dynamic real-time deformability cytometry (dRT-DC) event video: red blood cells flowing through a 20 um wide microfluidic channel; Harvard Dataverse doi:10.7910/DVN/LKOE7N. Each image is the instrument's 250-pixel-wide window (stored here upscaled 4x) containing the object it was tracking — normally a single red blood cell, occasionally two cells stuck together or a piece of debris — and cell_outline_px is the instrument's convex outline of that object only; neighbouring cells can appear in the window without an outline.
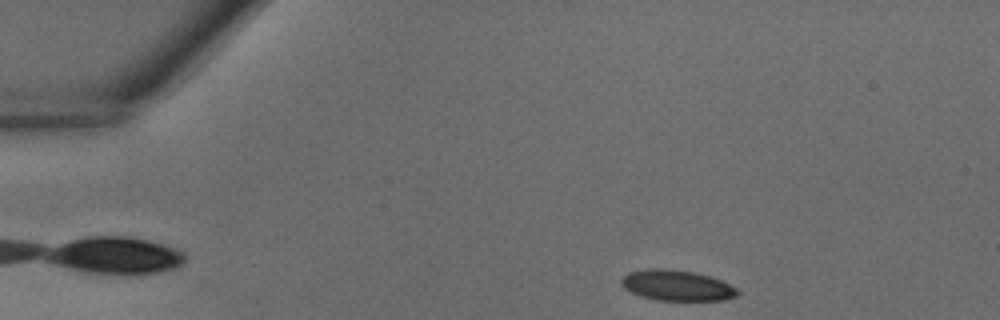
{"species": "common noctule bat (a hibernating species)", "species_latin": "Nyctalus noctula", "temperature_condition": "warm", "stored_images_in_passage": 36, "camera_frame_rate_fps": 3000, "um_per_image_px": 0.085, "animal": {"sex": "male", "body_mass_g": 18.8}, "frame": {"image": 1, "passage_image": 2, "time_ms": 0.333, "image_size_px": [1000, 320], "cell_outline_px": [[740, 292], [736, 296], [724, 300], [656, 300], [640, 296], [624, 288], [620, 284], [620, 280], [628, 272], [648, 268], [664, 268], [692, 272], [708, 276], [720, 280], [736, 288]], "centroid_in_image_um": [57.49, 24.26], "position_along_channel_um": 27.5, "area_um2": 20.63}}
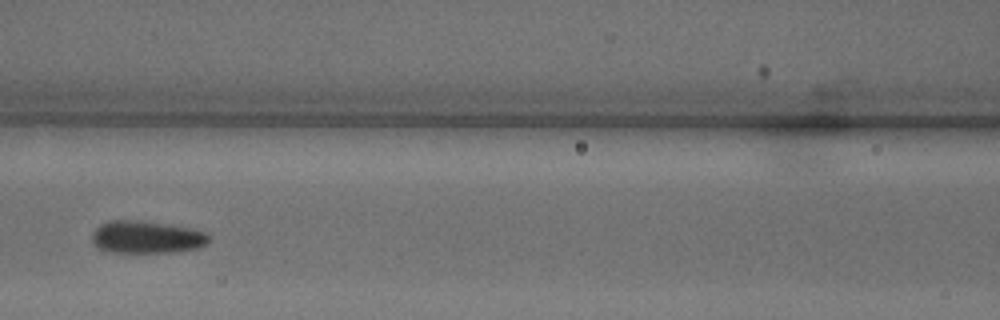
{"frame": {"image": 2, "passage_image": 14, "time_ms": 4.333, "image_size_px": [1000, 320], "cell_outline_px": [[208, 244], [196, 248], [172, 252], [112, 252], [96, 248], [92, 244], [92, 232], [100, 224], [108, 220], [140, 220], [168, 224], [188, 228], [204, 232], [208, 236]], "centroid_in_image_um": [12.39, 20.15], "position_along_channel_um": 154.2, "area_um2": 22.14}}
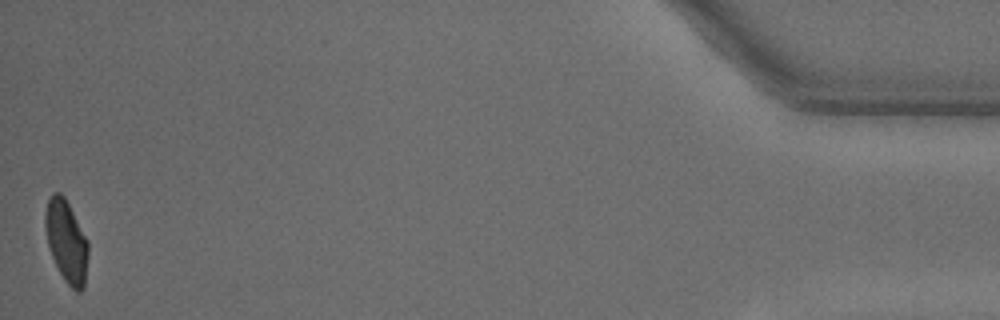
{"frame": {"image": 3, "passage_image": 36, "time_ms": 11.667, "image_size_px": [1000, 320], "cell_outline_px": [[88, 256], [84, 288], [80, 292], [76, 292], [64, 280], [52, 256], [48, 244], [44, 224], [44, 216], [48, 200], [52, 192], [60, 192], [64, 196], [88, 240]], "centroid_in_image_um": [5.65, 20.51], "position_along_channel_um": 429.6, "area_um2": 20.52}}